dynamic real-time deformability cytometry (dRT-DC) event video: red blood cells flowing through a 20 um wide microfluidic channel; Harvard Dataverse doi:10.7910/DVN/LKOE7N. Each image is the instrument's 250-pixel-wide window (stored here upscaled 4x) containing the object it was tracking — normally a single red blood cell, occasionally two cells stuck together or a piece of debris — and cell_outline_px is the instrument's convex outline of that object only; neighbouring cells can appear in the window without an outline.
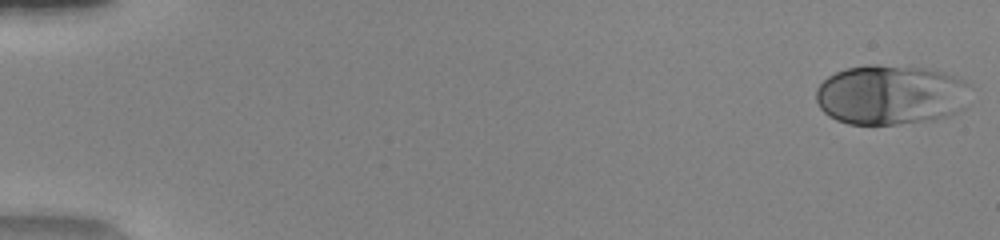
{"species": "human", "species_latin": "Homo sapiens", "temperature_condition": "warm", "stored_images_in_passage": 50, "camera_frame_rate_fps": 3000, "um_per_image_px": 0.085, "donor": {"sex": "female"}, "frame": {"image": 1, "passage_image": 1, "time_ms": 0.0, "image_size_px": [1000, 240], "cell_outline_px": [[968, 108], [952, 116], [932, 120], [896, 124], [848, 124], [836, 120], [828, 116], [820, 108], [816, 100], [816, 88], [828, 76], [836, 72], [848, 68], [868, 64], [876, 64], [924, 68], [944, 72], [956, 76], [964, 80], [968, 84]], "centroid_in_image_um": [75.75, 8.07], "position_along_channel_um": 9.2, "area_um2": 54.62}}
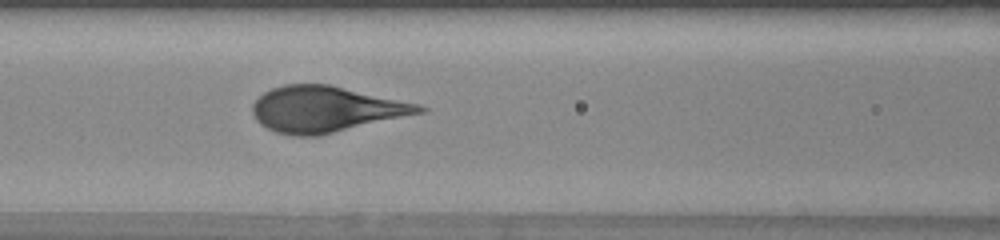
{"frame": {"image": 2, "passage_image": 23, "time_ms": 7.333, "image_size_px": [1000, 240], "cell_outline_px": [[428, 108], [424, 112], [316, 136], [292, 136], [276, 132], [260, 124], [256, 120], [252, 112], [252, 104], [264, 92], [272, 88], [284, 84], [328, 84], [420, 104]], "centroid_in_image_um": [27.65, 9.28], "position_along_channel_um": 138.9, "area_um2": 44.22}}
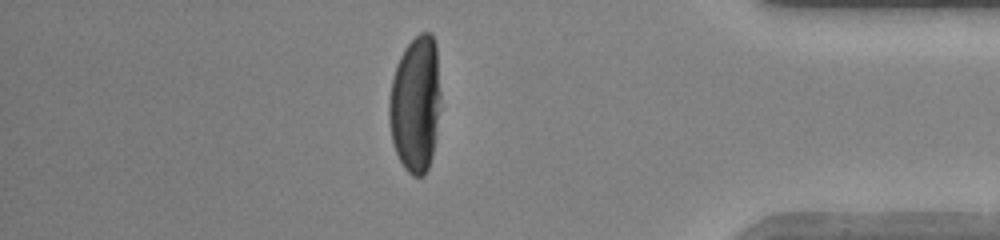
{"frame": {"image": 3, "passage_image": 44, "time_ms": 14.333, "image_size_px": [1000, 240], "cell_outline_px": [[440, 108], [432, 156], [428, 168], [424, 176], [412, 176], [404, 168], [396, 152], [392, 140], [388, 120], [388, 100], [392, 80], [396, 64], [404, 48], [420, 32], [432, 32], [436, 44], [440, 92]], "centroid_in_image_um": [35.31, 8.83], "position_along_channel_um": 399.9, "area_um2": 41.33}}